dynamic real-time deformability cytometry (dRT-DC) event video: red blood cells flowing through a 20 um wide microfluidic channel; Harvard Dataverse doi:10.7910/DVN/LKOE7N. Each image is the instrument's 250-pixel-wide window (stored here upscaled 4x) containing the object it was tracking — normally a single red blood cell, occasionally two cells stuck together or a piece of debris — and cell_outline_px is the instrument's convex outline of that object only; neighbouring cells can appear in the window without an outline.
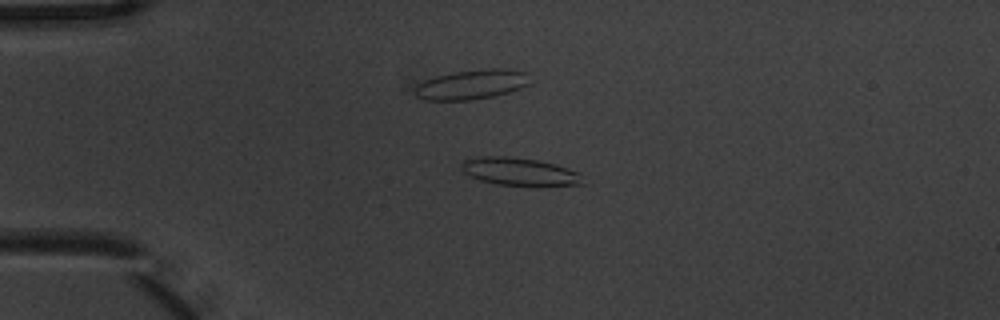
{"species": "common noctule bat (a hibernating species)", "species_latin": "Nyctalus noctula", "temperature_condition": "warm", "stored_images_in_passage": 6, "camera_frame_rate_fps": 3000, "um_per_image_px": 0.085, "animal": {"sex": "male", "body_mass_g": 20.1, "forearm_length_mm": 53.5}, "frame": {"image": 1, "passage_image": 5, "time_ms": 1.333, "image_size_px": [1000, 320], "cell_outline_px": [[584, 184], [496, 184], [480, 180], [464, 172], [460, 164], [464, 160], [480, 156], [508, 156], [536, 160], [556, 164], [580, 172]], "centroid_in_image_um": [44.13, 14.55], "position_along_channel_um": 40.9, "area_um2": 19.07}}